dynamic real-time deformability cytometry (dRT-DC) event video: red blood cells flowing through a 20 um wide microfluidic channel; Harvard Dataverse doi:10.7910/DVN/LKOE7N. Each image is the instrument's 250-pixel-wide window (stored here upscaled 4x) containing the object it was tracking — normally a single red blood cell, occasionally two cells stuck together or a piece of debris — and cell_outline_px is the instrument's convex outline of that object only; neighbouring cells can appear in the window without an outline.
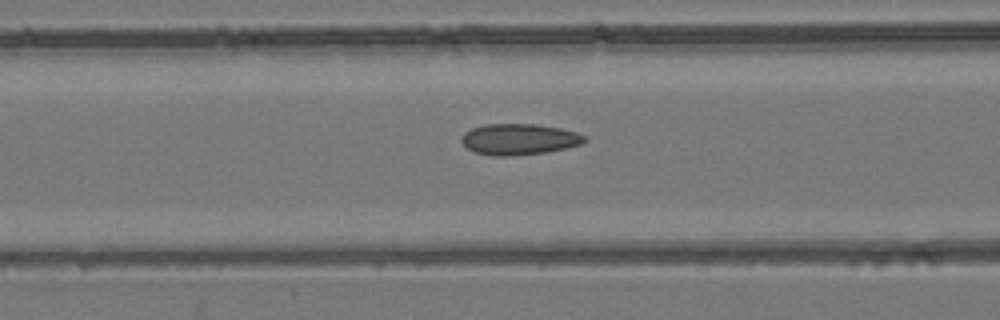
{"species": "common noctule bat (a hibernating species)", "species_latin": "Nyctalus noctula", "temperature_condition": "room temperature", "stored_images_in_passage": 53, "camera_frame_rate_fps": 3000, "um_per_image_px": 0.085, "animal": {"sex": "female", "body_mass_g": 24.6, "forearm_length_mm": 56.2}, "frame": {"image": 1, "passage_image": 22, "time_ms": 7.0, "image_size_px": [1000, 320], "cell_outline_px": [[588, 140], [584, 144], [568, 148], [544, 152], [508, 156], [496, 156], [472, 152], [460, 140], [464, 132], [472, 128], [484, 124], [536, 124], [560, 128], [576, 132], [584, 136]], "centroid_in_image_um": [44.13, 11.84], "position_along_channel_um": 122.5, "area_um2": 22.37}}
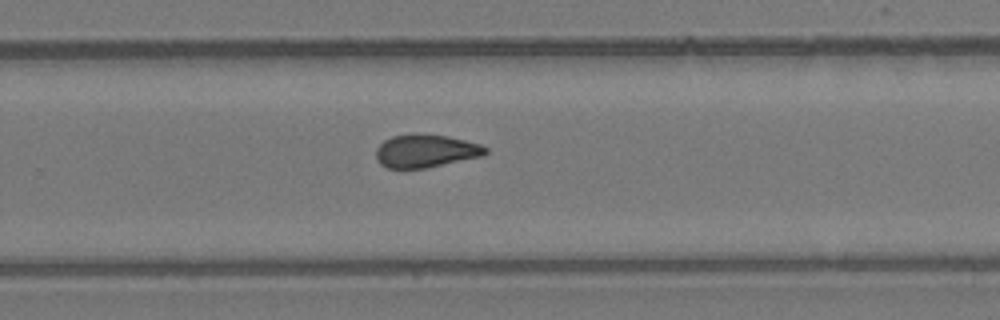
{"frame": {"image": 2, "passage_image": 35, "time_ms": 11.333, "image_size_px": [1000, 320], "cell_outline_px": [[488, 152], [484, 156], [424, 168], [388, 168], [380, 164], [376, 160], [376, 148], [384, 140], [392, 136], [412, 132], [416, 132], [448, 136], [480, 144], [488, 148]], "centroid_in_image_um": [36.17, 12.81], "position_along_channel_um": 293.6, "area_um2": 21.39}}
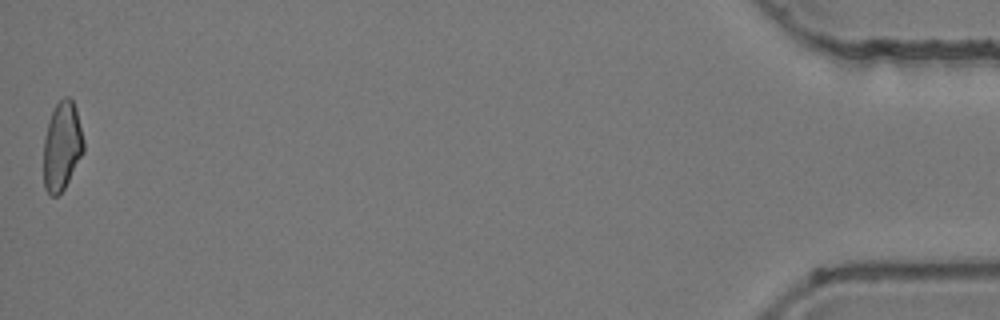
{"frame": {"image": 3, "passage_image": 53, "time_ms": 17.333, "image_size_px": [1000, 320], "cell_outline_px": [[84, 152], [64, 188], [56, 196], [52, 196], [44, 188], [44, 136], [48, 120], [56, 104], [64, 96], [68, 96], [72, 100], [76, 108], [84, 140]], "centroid_in_image_um": [5.27, 12.4], "position_along_channel_um": 429.9, "area_um2": 20.69}, "authors_computed_cell_mechanics": {"area_um2": 21.6172, "velocity_mm_per_s": 3.9645, "shape_relaxation_time_tau1_ms": null, "shape_relaxation_time_tau2_ms": 2.3015, "deformation_change_tau1": null, "deformation_change_tau2": 0.0794}}